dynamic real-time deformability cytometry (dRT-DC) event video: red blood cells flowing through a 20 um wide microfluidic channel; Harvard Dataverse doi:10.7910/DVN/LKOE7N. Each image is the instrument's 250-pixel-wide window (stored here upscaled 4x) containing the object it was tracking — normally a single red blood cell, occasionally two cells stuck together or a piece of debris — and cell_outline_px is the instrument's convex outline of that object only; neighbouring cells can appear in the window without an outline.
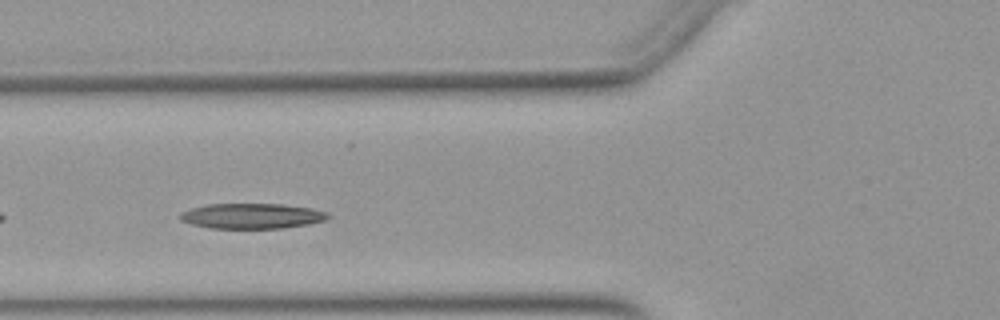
{"species": "Egyptian fruit bat (a non-hibernating species)", "species_latin": "Rousettus aegyptiacus", "temperature_condition": "warm", "stored_images_in_passage": 29, "camera_frame_rate_fps": 3000, "um_per_image_px": 0.085, "animal": {"sex": "female"}, "frame": {"image": 1, "passage_image": 5, "time_ms": 1.333, "image_size_px": [1000, 320], "cell_outline_px": [[332, 216], [328, 220], [308, 224], [284, 228], [208, 228], [192, 224], [180, 220], [180, 212], [192, 208], [208, 204], [284, 204], [312, 208], [328, 212]], "centroid_in_image_um": [21.47, 18.36], "position_along_channel_um": 104.3, "area_um2": 21.96}}
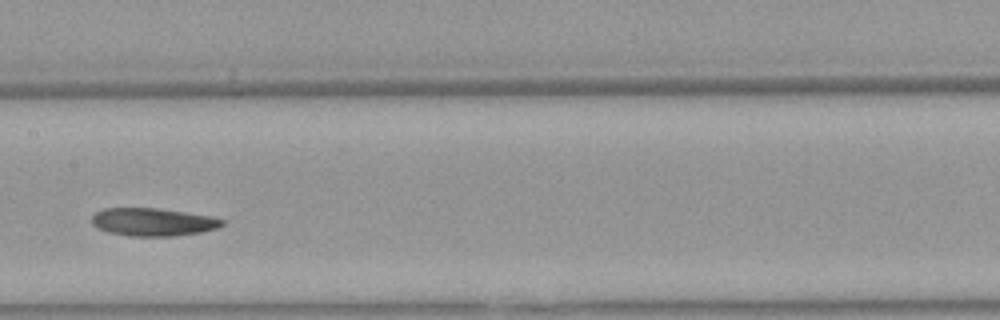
{"frame": {"image": 2, "passage_image": 12, "time_ms": 3.667, "image_size_px": [1000, 320], "cell_outline_px": [[224, 224], [220, 228], [200, 232], [176, 236], [128, 236], [108, 232], [96, 228], [92, 224], [92, 216], [96, 212], [104, 208], [160, 208], [212, 216], [224, 220]], "centroid_in_image_um": [13.01, 18.87], "position_along_channel_um": 194.4, "area_um2": 21.44}}
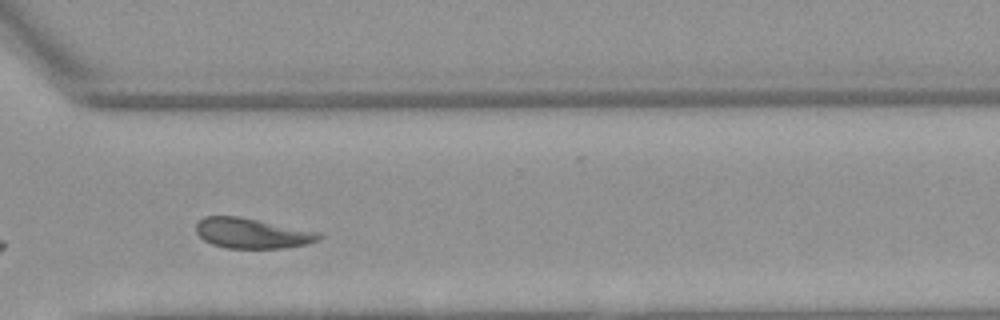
{"frame": {"image": 3, "passage_image": 24, "time_ms": 7.667, "image_size_px": [1000, 320], "cell_outline_px": [[324, 236], [320, 240], [304, 244], [284, 248], [224, 248], [212, 244], [204, 240], [196, 232], [196, 220], [204, 216], [236, 216], [320, 232]], "centroid_in_image_um": [21.4, 19.83], "position_along_channel_um": 349.2, "area_um2": 21.62}, "authors_computed_cell_mechanics": {"area_um2": 21.675, "velocity_mm_per_s": 3.8771, "shape_relaxation_time_tau1_ms": 3.842, "shape_relaxation_time_tau2_ms": 6.4081, "deformation_change_tau1": 0.1376, "deformation_change_tau2": 0.148}}